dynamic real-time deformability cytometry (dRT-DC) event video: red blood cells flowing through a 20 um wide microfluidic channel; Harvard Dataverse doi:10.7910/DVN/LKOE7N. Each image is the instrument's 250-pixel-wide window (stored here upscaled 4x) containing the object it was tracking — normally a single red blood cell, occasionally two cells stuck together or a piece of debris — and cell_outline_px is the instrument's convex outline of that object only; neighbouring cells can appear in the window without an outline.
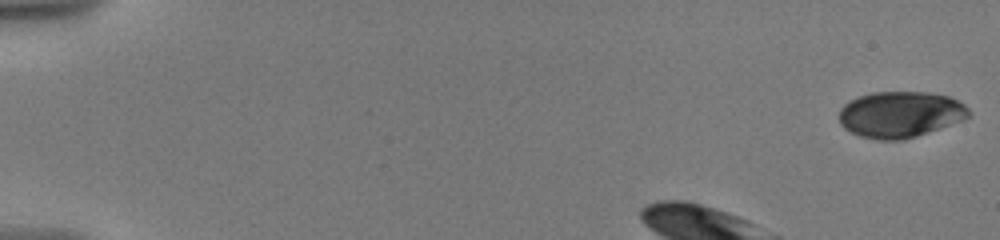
{"species": "human", "species_latin": "Homo sapiens", "temperature_condition": "warm", "stored_images_in_passage": 17, "camera_frame_rate_fps": 3000, "um_per_image_px": 0.085, "donor": {"sex": "male"}, "frame": {"image": 1, "passage_image": 1, "time_ms": 0.0, "image_size_px": [1000, 240], "cell_outline_px": [[968, 116], [960, 120], [916, 136], [904, 140], [876, 140], [860, 136], [844, 128], [840, 124], [840, 108], [848, 100], [872, 92], [928, 92], [948, 96], [964, 104], [968, 108]], "centroid_in_image_um": [76.46, 9.72], "position_along_channel_um": 8.5, "area_um2": 34.56}}
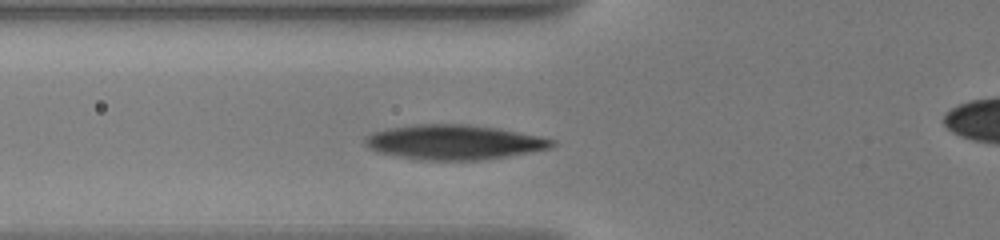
{"frame": {"image": 2, "passage_image": 15, "time_ms": 4.667, "image_size_px": [1000, 240], "cell_outline_px": [[556, 144], [552, 148], [532, 152], [488, 160], [420, 160], [376, 152], [364, 144], [364, 140], [368, 136], [376, 132], [388, 128], [416, 124], [468, 124], [496, 128], [540, 136], [556, 140]], "centroid_in_image_um": [38.65, 12.1], "position_along_channel_um": 87.2, "area_um2": 38.03}}
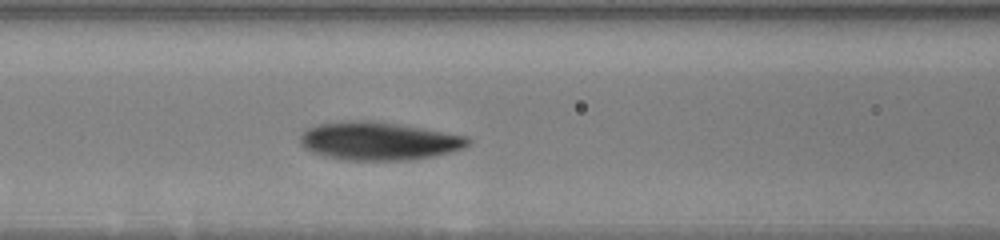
{"frame": {"image": 3, "passage_image": 17, "time_ms": 6.0, "image_size_px": [1000, 240], "cell_outline_px": [[472, 140], [464, 148], [432, 156], [408, 160], [344, 160], [324, 156], [312, 152], [304, 148], [300, 144], [300, 132], [316, 124], [348, 120], [372, 120], [468, 136]], "centroid_in_image_um": [32.13, 11.98], "position_along_channel_um": 134.5, "area_um2": 37.34}}